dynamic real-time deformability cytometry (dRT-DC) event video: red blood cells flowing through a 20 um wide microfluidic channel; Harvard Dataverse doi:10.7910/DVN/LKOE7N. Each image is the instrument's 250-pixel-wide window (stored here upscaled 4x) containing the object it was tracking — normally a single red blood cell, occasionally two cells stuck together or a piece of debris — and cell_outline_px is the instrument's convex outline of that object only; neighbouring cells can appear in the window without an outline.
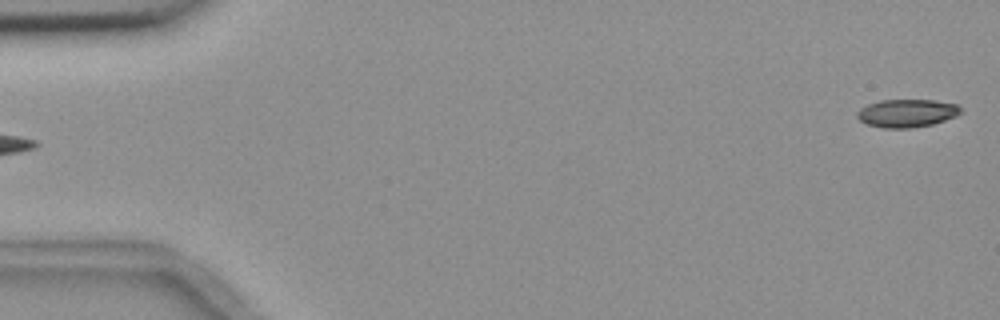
{"species": "common noctule bat (a hibernating species)", "species_latin": "Nyctalus noctula", "temperature_condition": "room temperature", "stored_images_in_passage": 5, "segment_of_instrument_passage": [2, 2], "camera_frame_rate_fps": 3000, "um_per_image_px": 0.085, "animal": {"sex": "female", "body_mass_g": 18.4}, "frame": {"image": 1, "passage_image": 5, "time_ms": 4.667, "image_size_px": [1000, 320], "cell_outline_px": [[964, 112], [956, 116], [932, 124], [912, 128], [884, 128], [868, 124], [860, 120], [856, 116], [856, 112], [860, 108], [868, 104], [880, 100], [932, 100], [960, 104]], "centroid_in_image_um": [77.12, 9.61], "position_along_channel_um": 7.9, "area_um2": 17.05}}